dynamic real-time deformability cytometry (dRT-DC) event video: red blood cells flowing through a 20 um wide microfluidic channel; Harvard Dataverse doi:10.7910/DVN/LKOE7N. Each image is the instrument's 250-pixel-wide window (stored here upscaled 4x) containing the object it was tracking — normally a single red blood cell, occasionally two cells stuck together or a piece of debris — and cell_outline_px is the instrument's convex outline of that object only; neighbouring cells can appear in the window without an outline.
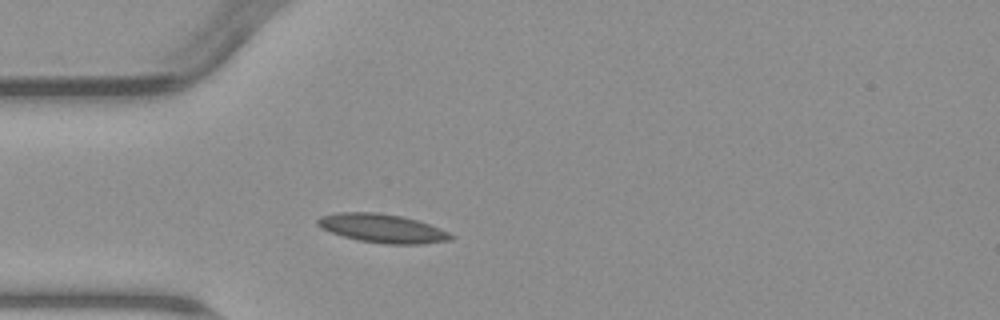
{"species": "common noctule bat (a hibernating species)", "species_latin": "Nyctalus noctula", "temperature_condition": "warm", "stored_images_in_passage": 2, "camera_frame_rate_fps": 3000, "um_per_image_px": 0.085, "animal": {"sex": "male", "body_mass_g": 23.1, "forearm_length_mm": 52.7}, "frame": {"image": 1, "passage_image": 2, "time_ms": 1.333, "image_size_px": [1000, 320], "cell_outline_px": [[456, 236], [452, 240], [424, 244], [384, 244], [360, 240], [344, 236], [332, 232], [316, 224], [316, 220], [320, 216], [336, 212], [376, 212], [400, 216], [416, 220], [440, 228]], "centroid_in_image_um": [32.53, 19.41], "position_along_channel_um": 52.5, "area_um2": 22.2}}